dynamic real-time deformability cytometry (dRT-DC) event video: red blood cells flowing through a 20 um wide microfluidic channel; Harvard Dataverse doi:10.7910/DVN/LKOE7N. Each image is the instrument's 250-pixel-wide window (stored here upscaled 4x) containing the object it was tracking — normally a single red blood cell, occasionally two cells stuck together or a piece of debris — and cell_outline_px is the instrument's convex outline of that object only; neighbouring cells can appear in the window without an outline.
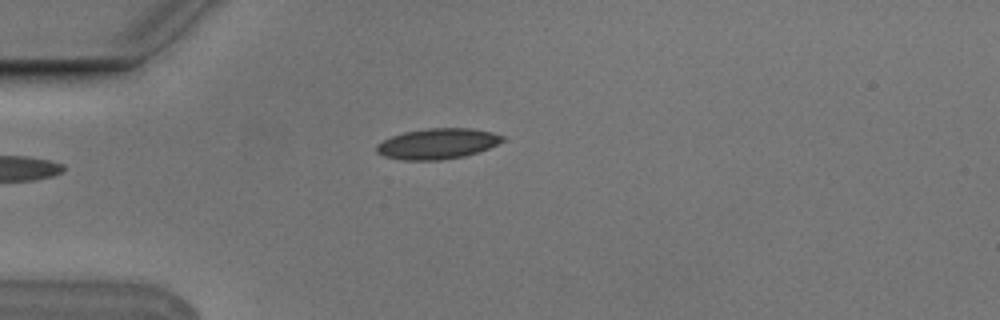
{"species": "Egyptian fruit bat (a non-hibernating species)", "species_latin": "Rousettus aegyptiacus", "temperature_condition": "cold", "stored_images_in_passage": 3, "camera_frame_rate_fps": 3000, "um_per_image_px": 0.085, "animal": {"sex": "male"}, "frame": {"image": 1, "passage_image": 3, "time_ms": 0.667, "image_size_px": [1000, 320], "cell_outline_px": [[504, 140], [488, 148], [464, 156], [440, 160], [400, 160], [384, 156], [376, 152], [376, 144], [392, 136], [404, 132], [428, 128], [472, 128], [492, 132], [504, 136]], "centroid_in_image_um": [37.16, 12.21], "position_along_channel_um": 47.8, "area_um2": 22.37}}